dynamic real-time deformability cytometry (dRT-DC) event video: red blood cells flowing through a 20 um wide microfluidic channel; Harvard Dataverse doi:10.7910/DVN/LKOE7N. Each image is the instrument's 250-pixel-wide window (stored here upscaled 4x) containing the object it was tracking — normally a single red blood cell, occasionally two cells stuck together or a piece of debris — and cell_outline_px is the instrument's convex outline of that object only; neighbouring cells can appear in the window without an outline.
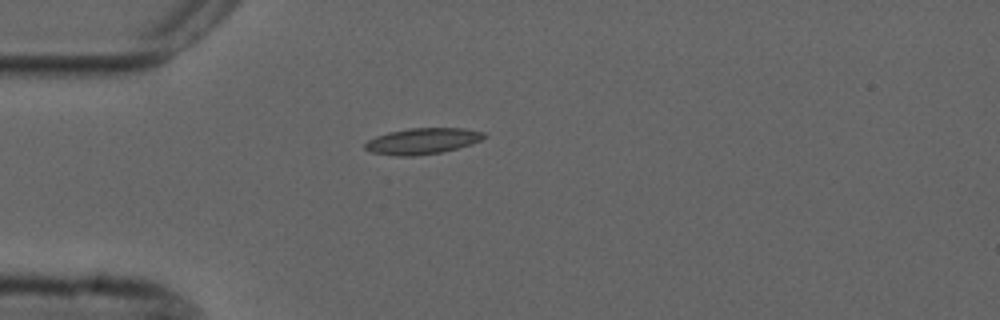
{"species": "common noctule bat (a hibernating species)", "species_latin": "Nyctalus noctula", "temperature_condition": "cold", "stored_images_in_passage": 6, "camera_frame_rate_fps": 3000, "um_per_image_px": 0.085, "animal": {"sex": "male", "forearm_length_mm": 52.5}, "frame": {"image": 1, "passage_image": 6, "time_ms": 7.333, "image_size_px": [1000, 320], "cell_outline_px": [[488, 136], [472, 144], [440, 152], [416, 156], [396, 156], [372, 152], [364, 148], [364, 144], [368, 140], [376, 136], [388, 132], [408, 128], [464, 128], [484, 132]], "centroid_in_image_um": [35.91, 11.98], "position_along_channel_um": 49.1, "area_um2": 18.09}}